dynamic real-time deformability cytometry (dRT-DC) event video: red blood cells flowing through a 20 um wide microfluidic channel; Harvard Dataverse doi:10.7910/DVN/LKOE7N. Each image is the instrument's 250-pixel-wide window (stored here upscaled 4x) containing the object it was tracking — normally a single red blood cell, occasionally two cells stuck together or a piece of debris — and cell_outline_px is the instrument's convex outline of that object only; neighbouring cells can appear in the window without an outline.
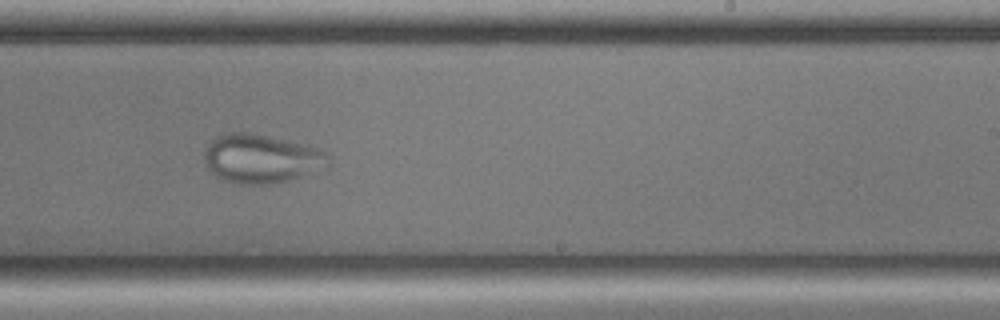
{"species": "common noctule bat (a hibernating species)", "species_latin": "Nyctalus noctula", "temperature_condition": "cold", "stored_images_in_passage": 54, "camera_frame_rate_fps": 3000, "um_per_image_px": 0.085, "animal": {"sex": "male", "body_mass_g": 17.9, "forearm_length_mm": 54.2}, "frame": {"image": 1, "passage_image": 33, "time_ms": 10.667, "image_size_px": [1000, 320], "cell_outline_px": [[328, 164], [324, 168], [280, 184], [232, 184], [220, 180], [208, 168], [204, 160], [204, 148], [216, 136], [228, 132], [252, 132], [308, 144], [324, 152], [328, 156]], "centroid_in_image_um": [22.17, 13.49], "position_along_channel_um": 266.8, "area_um2": 35.95}}
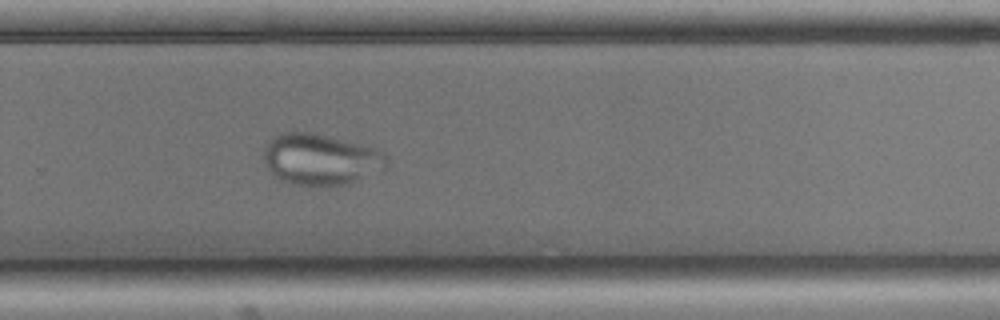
{"frame": {"image": 2, "passage_image": 36, "time_ms": 11.667, "image_size_px": [1000, 320], "cell_outline_px": [[388, 164], [384, 168], [348, 184], [292, 184], [280, 180], [268, 168], [264, 160], [264, 148], [268, 140], [272, 136], [280, 132], [308, 132], [380, 148], [388, 156]], "centroid_in_image_um": [27.26, 13.51], "position_along_channel_um": 302.5, "area_um2": 36.41}}